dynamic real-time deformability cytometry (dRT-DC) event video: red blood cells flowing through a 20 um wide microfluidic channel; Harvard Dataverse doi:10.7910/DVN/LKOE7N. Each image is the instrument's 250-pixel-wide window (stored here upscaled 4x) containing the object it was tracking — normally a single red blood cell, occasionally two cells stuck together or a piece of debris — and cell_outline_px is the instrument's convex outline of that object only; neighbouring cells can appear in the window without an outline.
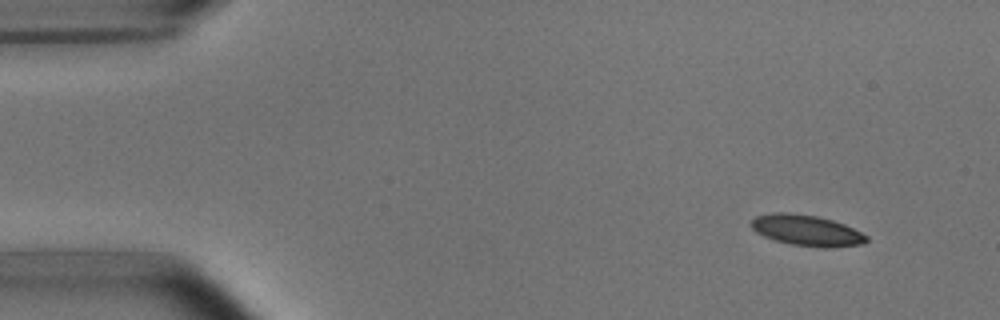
{"species": "common noctule bat (a hibernating species)", "species_latin": "Nyctalus noctula", "temperature_condition": "room temperature", "stored_images_in_passage": 4, "camera_frame_rate_fps": 3000, "um_per_image_px": 0.085, "animal": {"sex": "male", "body_mass_g": 15.6}, "frame": {"image": 1, "passage_image": 1, "time_ms": 0.0, "image_size_px": [1000, 320], "cell_outline_px": [[868, 240], [864, 244], [828, 248], [824, 248], [792, 244], [776, 240], [764, 236], [756, 232], [752, 228], [752, 220], [756, 216], [772, 212], [788, 212], [816, 216], [832, 220], [844, 224], [868, 236]], "centroid_in_image_um": [68.58, 19.58], "position_along_channel_um": 16.4, "area_um2": 20.63}}
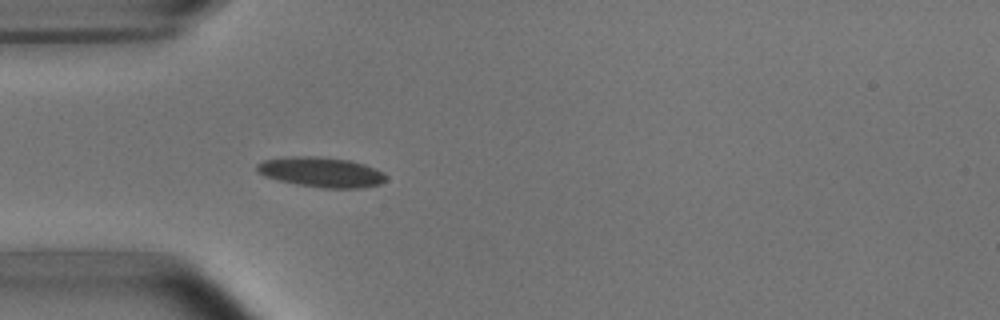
{"frame": {"image": 2, "passage_image": 4, "time_ms": 3.667, "image_size_px": [1000, 320], "cell_outline_px": [[388, 176], [380, 184], [360, 188], [324, 188], [296, 184], [264, 176], [256, 172], [256, 164], [264, 160], [288, 156], [316, 156], [348, 160], [364, 164], [384, 172]], "centroid_in_image_um": [27.29, 14.63], "position_along_channel_um": 57.7, "area_um2": 22.6}}